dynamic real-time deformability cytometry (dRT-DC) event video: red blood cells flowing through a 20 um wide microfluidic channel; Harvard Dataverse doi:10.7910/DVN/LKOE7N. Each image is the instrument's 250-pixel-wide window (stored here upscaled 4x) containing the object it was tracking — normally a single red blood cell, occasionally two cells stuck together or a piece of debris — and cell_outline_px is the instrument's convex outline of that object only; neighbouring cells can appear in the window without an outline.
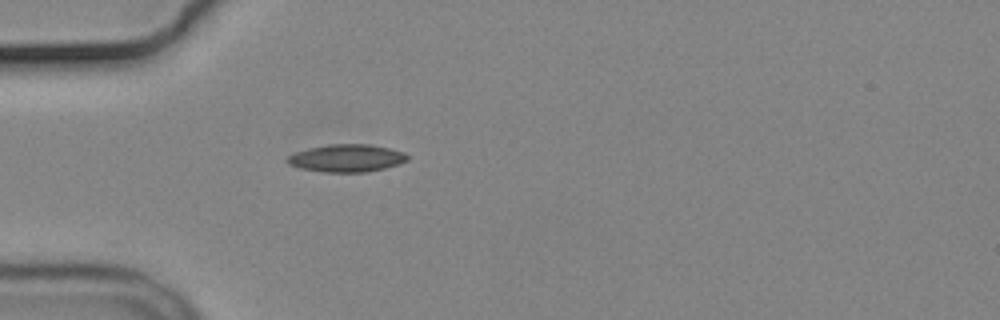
{"species": "common noctule bat (a hibernating species)", "species_latin": "Nyctalus noctula", "temperature_condition": "cold", "stored_images_in_passage": 40, "camera_frame_rate_fps": 3000, "um_per_image_px": 0.085, "animal": {"sex": "male", "body_mass_g": 19.2, "forearm_length_mm": 51.8}, "frame": {"image": 1, "passage_image": 1, "time_ms": 0.0, "image_size_px": [1000, 320], "cell_outline_px": [[408, 160], [400, 164], [384, 168], [364, 172], [324, 172], [300, 168], [288, 164], [284, 160], [288, 156], [296, 152], [308, 148], [328, 144], [368, 144], [388, 148], [404, 152], [408, 156]], "centroid_in_image_um": [29.44, 13.44], "position_along_channel_um": 55.6, "area_um2": 19.31}}
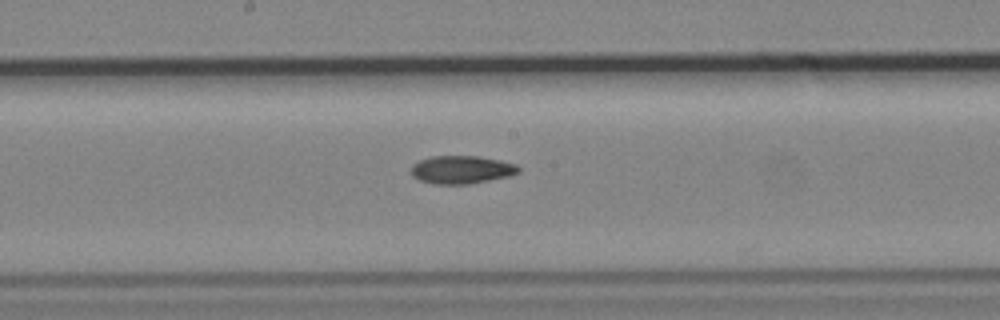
{"frame": {"image": 2, "passage_image": 14, "time_ms": 4.333, "image_size_px": [1000, 320], "cell_outline_px": [[520, 172], [508, 176], [468, 184], [436, 184], [420, 180], [412, 176], [412, 164], [420, 160], [432, 156], [480, 156], [500, 160], [516, 164], [520, 168]], "centroid_in_image_um": [39.24, 14.41], "position_along_channel_um": 209.0, "area_um2": 17.46}}
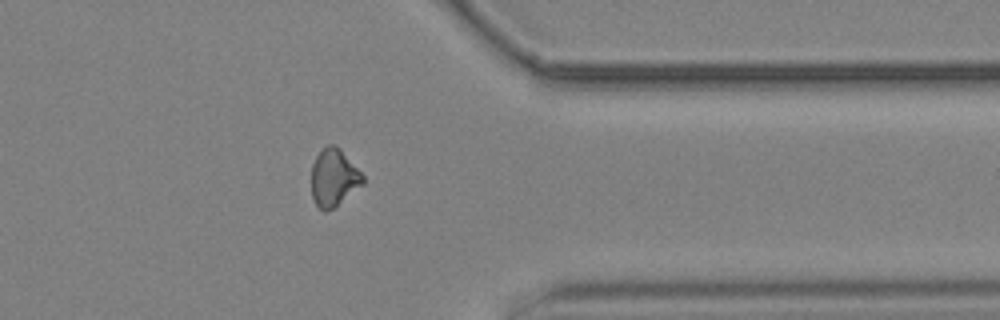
{"frame": {"image": 3, "passage_image": 29, "time_ms": 9.333, "image_size_px": [1000, 320], "cell_outline_px": [[364, 184], [332, 208], [324, 212], [316, 204], [312, 196], [312, 164], [320, 148], [328, 144], [332, 144], [340, 148], [364, 176]], "centroid_in_image_um": [28.36, 15.07], "position_along_channel_um": 383.0, "area_um2": 17.11}}